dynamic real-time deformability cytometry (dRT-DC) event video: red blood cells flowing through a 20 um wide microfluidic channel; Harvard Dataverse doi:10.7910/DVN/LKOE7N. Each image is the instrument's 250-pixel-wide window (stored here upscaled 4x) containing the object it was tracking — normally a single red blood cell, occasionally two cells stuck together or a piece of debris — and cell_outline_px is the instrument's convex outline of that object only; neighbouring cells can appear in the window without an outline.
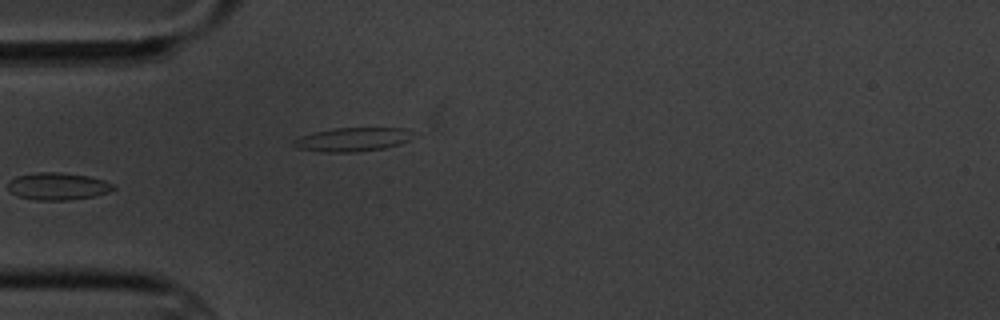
{"species": "common noctule bat (a hibernating species)", "species_latin": "Nyctalus noctula", "temperature_condition": "cold", "stored_images_in_passage": 5, "camera_frame_rate_fps": 3000, "um_per_image_px": 0.085, "animal": {"sex": "male", "body_mass_g": 20.1, "forearm_length_mm": 53.5}, "frame": {"image": 1, "passage_image": 5, "time_ms": 4.667, "image_size_px": [1000, 320], "cell_outline_px": [[420, 132], [408, 140], [400, 144], [384, 148], [360, 152], [324, 152], [296, 148], [292, 144], [292, 140], [300, 136], [312, 132], [336, 128], [408, 128]], "centroid_in_image_um": [30.02, 11.85], "position_along_channel_um": 55.0, "area_um2": 16.99}}